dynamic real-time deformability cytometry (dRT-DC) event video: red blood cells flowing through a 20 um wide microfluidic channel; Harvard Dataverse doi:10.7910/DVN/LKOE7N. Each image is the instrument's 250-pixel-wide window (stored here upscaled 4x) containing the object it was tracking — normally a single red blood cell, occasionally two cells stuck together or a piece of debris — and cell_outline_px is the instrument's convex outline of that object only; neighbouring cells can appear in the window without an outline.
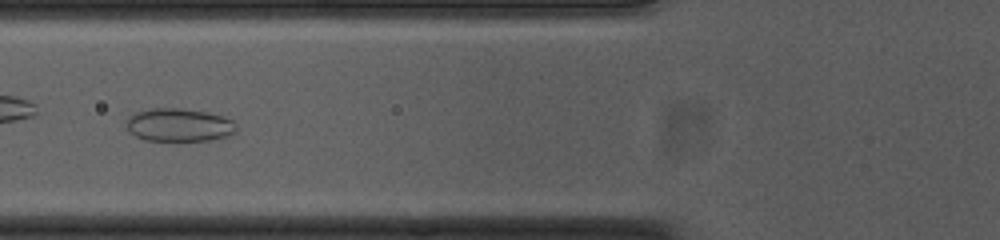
{"species": "common noctule bat (a hibernating species)", "species_latin": "Nyctalus noctula", "temperature_condition": "cold", "stored_images_in_passage": 46, "camera_frame_rate_fps": 3000, "um_per_image_px": 0.085, "animal": {"sex": "female", "body_mass_g": 23.0, "forearm_length_mm": 53.4}, "frame": {"image": 1, "passage_image": 14, "time_ms": 4.333, "image_size_px": [1000, 240], "cell_outline_px": [[236, 132], [212, 140], [144, 140], [136, 136], [128, 128], [128, 120], [136, 112], [152, 108], [180, 108], [208, 112], [224, 116], [232, 120], [236, 124]], "centroid_in_image_um": [15.27, 10.61], "position_along_channel_um": 110.5, "area_um2": 20.92}}
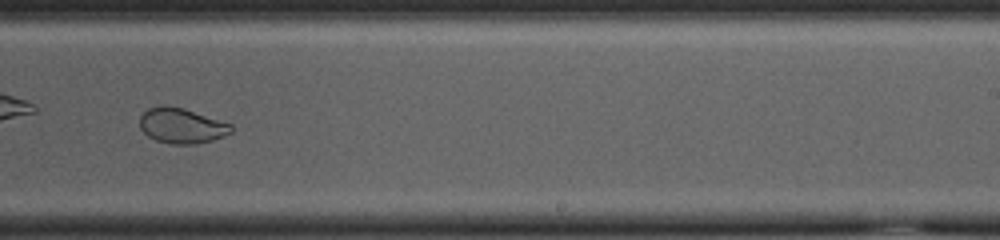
{"frame": {"image": 2, "passage_image": 27, "time_ms": 8.667, "image_size_px": [1000, 240], "cell_outline_px": [[232, 132], [224, 136], [212, 140], [196, 144], [172, 144], [156, 140], [148, 136], [140, 128], [140, 116], [148, 108], [160, 104], [164, 104], [184, 108], [232, 124]], "centroid_in_image_um": [15.43, 10.67], "position_along_channel_um": 273.6, "area_um2": 18.9}, "authors_computed_cell_mechanics": {"area_um2": 25.8655, "velocity_mm_per_s": 3.7676, "shape_relaxation_time_tau1_ms": null, "shape_relaxation_time_tau2_ms": 0.6686, "deformation_change_tau1": null, "deformation_change_tau2": 0.0437}}